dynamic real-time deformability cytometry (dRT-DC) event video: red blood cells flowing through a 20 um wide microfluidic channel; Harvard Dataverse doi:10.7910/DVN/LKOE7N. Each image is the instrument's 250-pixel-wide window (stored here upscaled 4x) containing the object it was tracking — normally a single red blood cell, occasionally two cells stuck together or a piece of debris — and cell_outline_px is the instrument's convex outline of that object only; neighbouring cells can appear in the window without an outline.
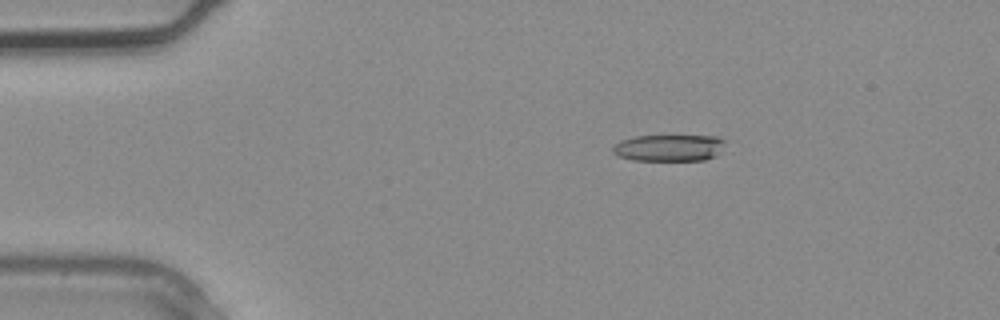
{"species": "common noctule bat (a hibernating species)", "species_latin": "Nyctalus noctula", "temperature_condition": "warm", "stored_images_in_passage": 2, "camera_frame_rate_fps": 3000, "um_per_image_px": 0.085, "animal": {"sex": "male", "body_mass_g": 20.4}, "frame": {"image": 1, "passage_image": 1, "time_ms": 0.0, "image_size_px": [1000, 320], "cell_outline_px": [[728, 140], [720, 152], [716, 156], [704, 160], [632, 160], [620, 156], [612, 152], [612, 144], [620, 140], [636, 136], [716, 136]], "centroid_in_image_um": [56.89, 12.56], "position_along_channel_um": 28.1, "area_um2": 17.69}}